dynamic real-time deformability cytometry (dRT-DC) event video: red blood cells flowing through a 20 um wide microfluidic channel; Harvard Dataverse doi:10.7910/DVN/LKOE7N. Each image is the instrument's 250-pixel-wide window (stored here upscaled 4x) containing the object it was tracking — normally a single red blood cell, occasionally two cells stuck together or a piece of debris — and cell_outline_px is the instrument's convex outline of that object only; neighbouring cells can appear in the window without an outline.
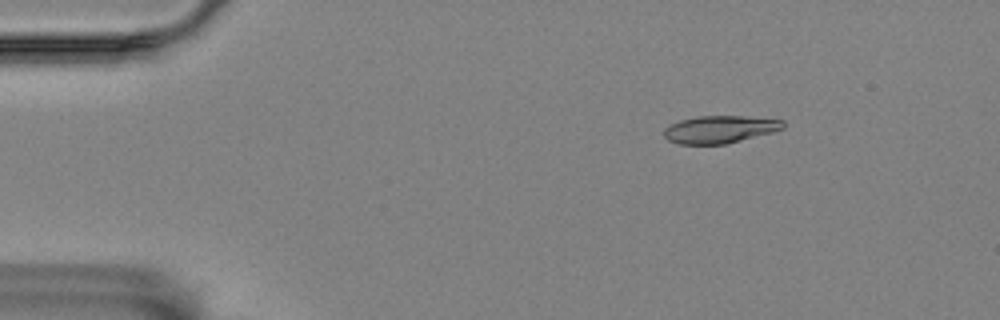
{"species": "Egyptian fruit bat (a non-hibernating species)", "species_latin": "Rousettus aegyptiacus", "temperature_condition": "room temperature", "stored_images_in_passage": 8, "camera_frame_rate_fps": 3000, "um_per_image_px": 0.085, "animal": {"sex": "female"}, "frame": {"image": 1, "passage_image": 1, "time_ms": 0.0, "image_size_px": [1000, 320], "cell_outline_px": [[784, 128], [772, 132], [724, 144], [680, 144], [668, 140], [664, 136], [664, 128], [680, 120], [696, 116], [740, 116], [784, 120]], "centroid_in_image_um": [61.16, 10.99], "position_along_channel_um": 23.8, "area_um2": 18.84}}
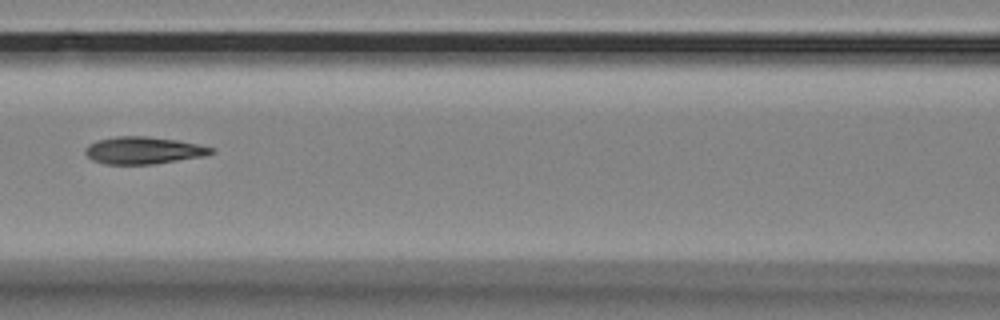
{"frame": {"image": 2, "passage_image": 6, "time_ms": 1.667, "image_size_px": [1000, 320], "cell_outline_px": [[216, 152], [204, 156], [156, 164], [104, 164], [92, 160], [84, 152], [84, 148], [88, 144], [96, 140], [116, 136], [148, 136], [176, 140], [196, 144], [212, 148]], "centroid_in_image_um": [12.15, 12.78], "position_along_channel_um": 154.5, "area_um2": 20.06}}
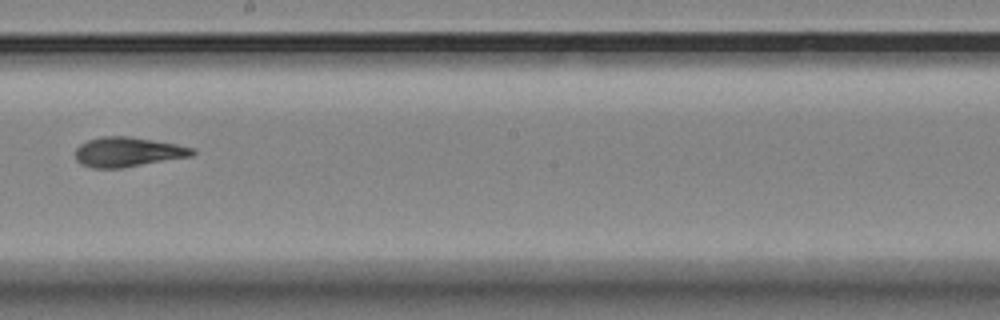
{"frame": {"image": 3, "passage_image": 8, "time_ms": 2.333, "image_size_px": [1000, 320], "cell_outline_px": [[196, 152], [192, 156], [120, 168], [92, 168], [80, 164], [76, 160], [76, 148], [80, 144], [88, 140], [100, 136], [128, 136], [176, 144], [196, 148]], "centroid_in_image_um": [10.85, 12.91], "position_along_channel_um": 237.3, "area_um2": 20.23}}